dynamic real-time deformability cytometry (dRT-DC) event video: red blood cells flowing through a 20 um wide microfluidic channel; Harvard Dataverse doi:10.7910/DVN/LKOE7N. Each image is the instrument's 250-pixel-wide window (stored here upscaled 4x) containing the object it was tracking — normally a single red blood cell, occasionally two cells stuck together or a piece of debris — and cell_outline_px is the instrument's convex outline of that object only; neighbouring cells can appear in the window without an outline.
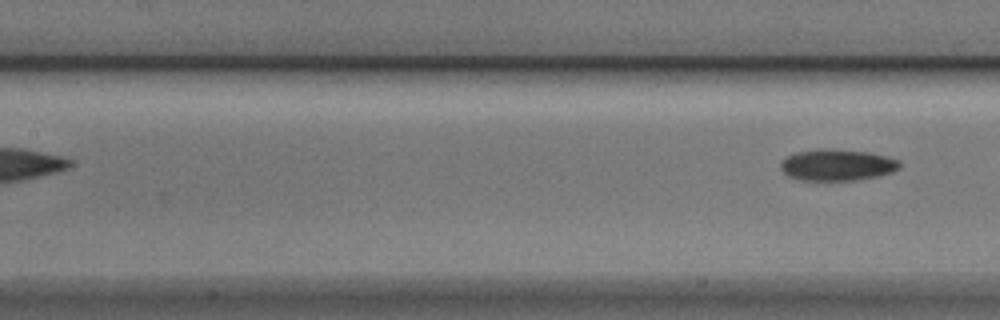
{"species": "Egyptian fruit bat (a non-hibernating species)", "species_latin": "Rousettus aegyptiacus", "temperature_condition": "cold", "stored_images_in_passage": 4, "segment_of_instrument_passage": [2, 2], "camera_frame_rate_fps": 3000, "um_per_image_px": 0.085, "animal": {"sex": "male"}, "frame": {"image": 1, "passage_image": 4, "time_ms": 1.0, "image_size_px": [1000, 320], "cell_outline_px": [[900, 168], [892, 172], [876, 176], [856, 180], [800, 180], [788, 176], [780, 168], [780, 164], [788, 156], [796, 152], [824, 148], [828, 148], [868, 152], [900, 160]], "centroid_in_image_um": [71.16, 14.02], "position_along_channel_um": 136.2, "area_um2": 21.68}}